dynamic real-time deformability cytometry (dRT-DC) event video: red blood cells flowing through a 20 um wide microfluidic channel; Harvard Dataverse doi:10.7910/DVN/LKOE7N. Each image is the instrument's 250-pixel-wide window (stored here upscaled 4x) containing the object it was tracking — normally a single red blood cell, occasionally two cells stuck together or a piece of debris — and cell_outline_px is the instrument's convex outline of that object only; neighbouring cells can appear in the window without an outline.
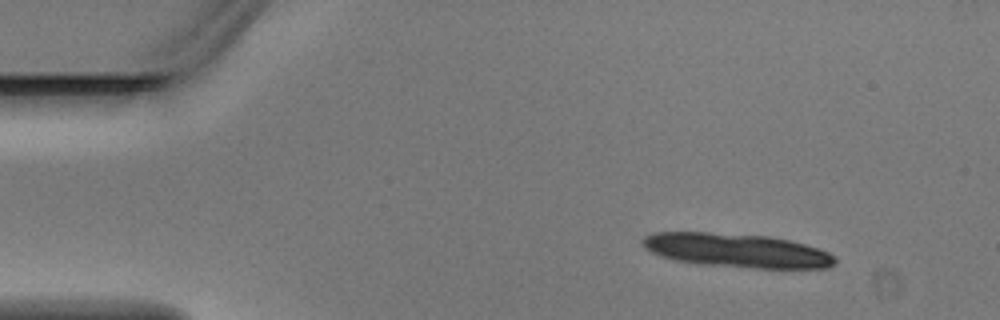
{"species": "Egyptian fruit bat (a non-hibernating species)", "species_latin": "Rousettus aegyptiacus", "temperature_condition": "warm", "stored_images_in_passage": 3, "camera_frame_rate_fps": 3000, "um_per_image_px": 0.085, "animal": {"sex": "male"}, "frame": {"image": 1, "passage_image": 1, "time_ms": 0.0, "image_size_px": [1000, 320], "cell_outline_px": [[836, 260], [828, 268], [756, 268], [712, 264], [676, 260], [660, 256], [644, 248], [640, 244], [640, 240], [644, 236], [652, 232], [708, 232], [768, 236], [792, 240], [828, 252], [836, 256]], "centroid_in_image_um": [62.6, 21.27], "position_along_channel_um": 22.4, "area_um2": 37.8}}